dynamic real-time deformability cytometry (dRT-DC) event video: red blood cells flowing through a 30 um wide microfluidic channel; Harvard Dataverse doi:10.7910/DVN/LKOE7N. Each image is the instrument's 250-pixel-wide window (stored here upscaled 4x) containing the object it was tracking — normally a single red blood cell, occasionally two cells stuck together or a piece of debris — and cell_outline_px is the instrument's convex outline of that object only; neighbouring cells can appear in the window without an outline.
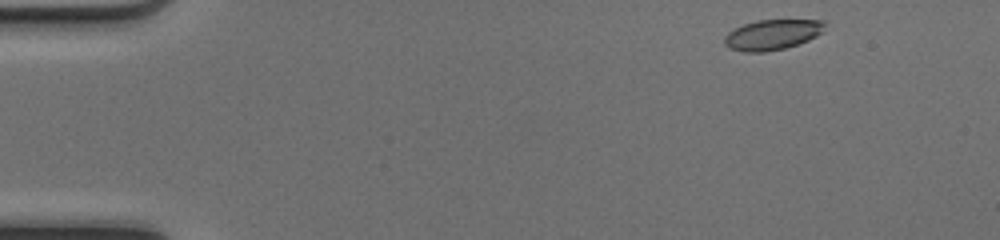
{"species": "common noctule bat (a hibernating species)", "species_latin": "Nyctalus noctula", "temperature_condition": "cold", "stored_images_in_passage": 45, "camera_frame_rate_fps": 3000, "um_per_image_px": 0.085, "animal": {"sex": "female", "body_mass_g": 17.0, "forearm_length_mm": 48.0}, "frame": {"image": 1, "passage_image": 1, "time_ms": 0.0, "image_size_px": [1000, 240], "cell_outline_px": [[824, 24], [820, 32], [816, 36], [808, 40], [784, 48], [764, 52], [744, 52], [728, 48], [724, 44], [724, 36], [728, 32], [744, 24], [760, 20], [824, 20]], "centroid_in_image_um": [65.58, 2.95], "position_along_channel_um": 19.4, "area_um2": 17.46}}
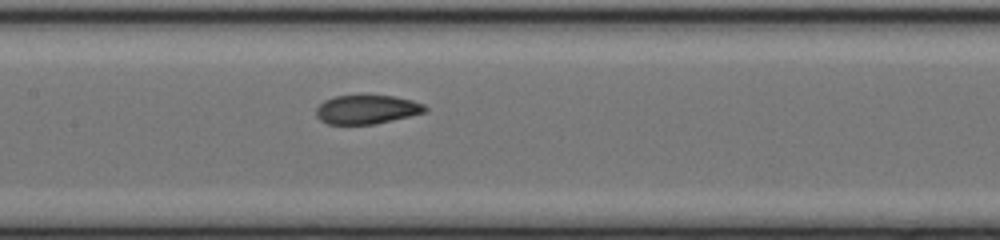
{"frame": {"image": 2, "passage_image": 20, "time_ms": 6.333, "image_size_px": [1000, 240], "cell_outline_px": [[428, 108], [424, 112], [376, 124], [328, 124], [320, 120], [316, 116], [316, 108], [324, 100], [336, 96], [392, 96], [412, 100], [424, 104]], "centroid_in_image_um": [31.16, 9.31], "position_along_channel_um": 176.2, "area_um2": 18.15}}
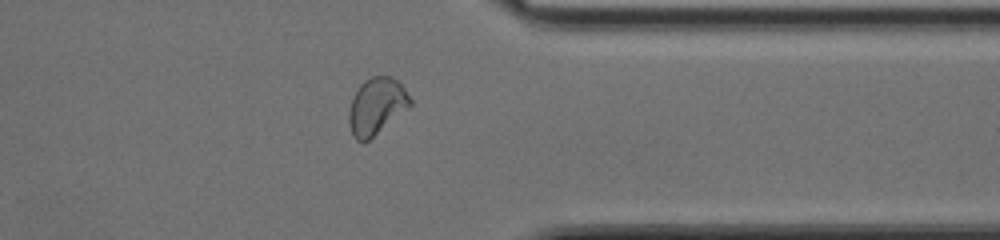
{"frame": {"image": 3, "passage_image": 35, "time_ms": 11.333, "image_size_px": [1000, 240], "cell_outline_px": [[412, 104], [408, 108], [364, 144], [356, 140], [352, 136], [348, 124], [348, 112], [352, 96], [360, 84], [364, 80], [372, 76], [392, 76], [404, 88], [412, 100]], "centroid_in_image_um": [31.96, 9.04], "position_along_channel_um": 379.4, "area_um2": 20.46}, "authors_computed_cell_mechanics": {"area_um2": 19.1896, "velocity_mm_per_s": 4.1885, "shape_relaxation_time_tau1_ms": 7.3505, "shape_relaxation_time_tau2_ms": 1.033, "deformation_change_tau1": 0.2048, "deformation_change_tau2": 0.0414}}